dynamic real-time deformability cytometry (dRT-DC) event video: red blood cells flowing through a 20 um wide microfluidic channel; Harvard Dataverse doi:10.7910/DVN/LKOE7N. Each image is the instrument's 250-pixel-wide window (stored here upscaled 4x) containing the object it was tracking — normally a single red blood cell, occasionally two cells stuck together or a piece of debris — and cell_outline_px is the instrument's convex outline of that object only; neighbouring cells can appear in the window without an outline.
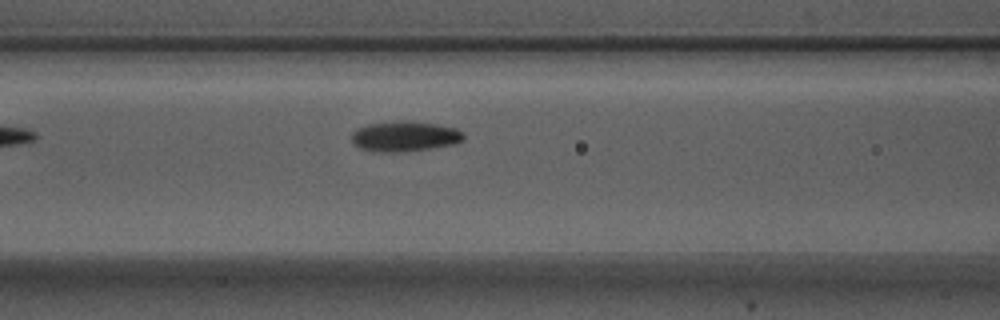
{"species": "Egyptian fruit bat (a non-hibernating species)", "species_latin": "Rousettus aegyptiacus", "temperature_condition": "warm", "stored_images_in_passage": 6, "camera_frame_rate_fps": 3000, "um_per_image_px": 0.085, "animal": {"sex": "male"}, "frame": {"image": 1, "passage_image": 6, "time_ms": 1.667, "image_size_px": [1000, 320], "cell_outline_px": [[464, 136], [460, 140], [452, 144], [404, 152], [376, 152], [360, 148], [352, 144], [352, 132], [356, 128], [368, 124], [396, 120], [408, 120], [436, 124], [456, 128]], "centroid_in_image_um": [34.31, 11.57], "position_along_channel_um": 132.3, "area_um2": 19.77}}